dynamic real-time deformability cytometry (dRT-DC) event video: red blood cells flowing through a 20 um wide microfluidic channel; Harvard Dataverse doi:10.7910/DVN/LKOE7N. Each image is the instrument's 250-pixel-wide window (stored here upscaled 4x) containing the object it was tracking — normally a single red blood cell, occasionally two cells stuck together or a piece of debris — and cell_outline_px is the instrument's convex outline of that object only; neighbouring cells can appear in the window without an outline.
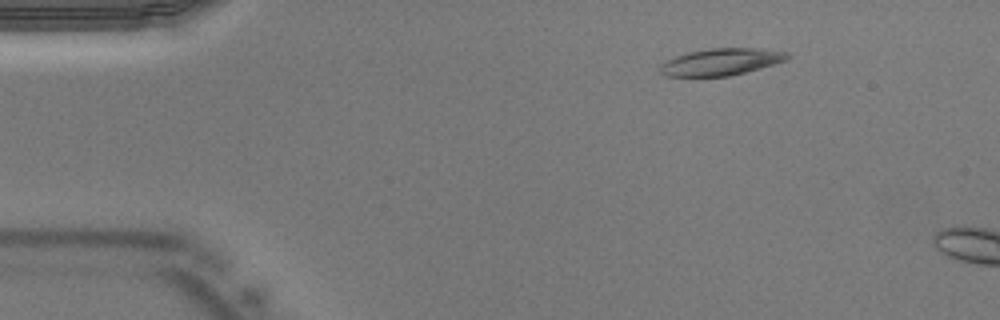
{"species": "Egyptian fruit bat (a non-hibernating species)", "species_latin": "Rousettus aegyptiacus", "temperature_condition": "warm", "stored_images_in_passage": 9, "camera_frame_rate_fps": 3000, "um_per_image_px": 0.085, "animal": {"sex": "male"}, "frame": {"image": 1, "passage_image": 6, "time_ms": 1.667, "image_size_px": [1000, 320], "cell_outline_px": [[792, 56], [788, 60], [760, 68], [728, 76], [664, 76], [660, 72], [660, 64], [676, 56], [688, 52], [708, 48], [760, 48], [788, 52]], "centroid_in_image_um": [61.33, 5.25], "position_along_channel_um": 23.7, "area_um2": 20.0}}